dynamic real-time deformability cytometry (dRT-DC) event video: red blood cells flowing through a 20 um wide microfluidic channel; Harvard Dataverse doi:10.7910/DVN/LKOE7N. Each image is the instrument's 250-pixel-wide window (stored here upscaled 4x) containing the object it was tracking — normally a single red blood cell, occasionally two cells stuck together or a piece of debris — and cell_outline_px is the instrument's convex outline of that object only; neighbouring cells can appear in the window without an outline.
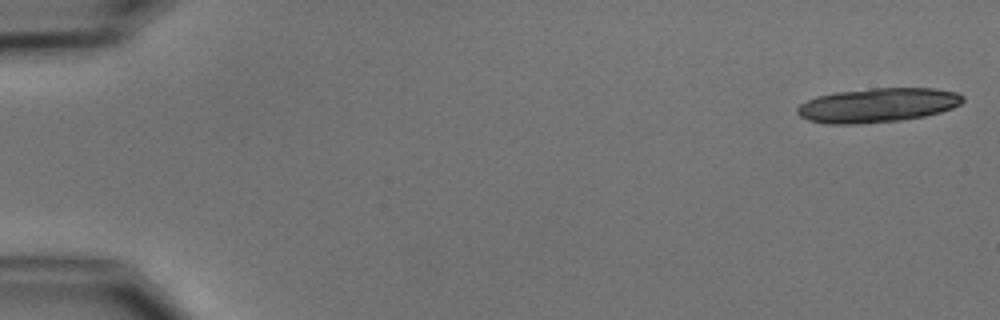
{"species": "common noctule bat (a hibernating species)", "species_latin": "Nyctalus noctula", "temperature_condition": "cold", "stored_images_in_passage": 6, "camera_frame_rate_fps": 3000, "um_per_image_px": 0.085, "animal": {"sex": "male", "body_mass_g": 15.6}, "frame": {"image": 1, "passage_image": 1, "time_ms": 0.0, "image_size_px": [1000, 320], "cell_outline_px": [[964, 100], [960, 104], [952, 108], [940, 112], [924, 116], [900, 120], [856, 124], [828, 124], [808, 120], [800, 116], [796, 112], [796, 108], [800, 104], [816, 96], [836, 92], [872, 88], [936, 88], [956, 92], [964, 96]], "centroid_in_image_um": [74.59, 8.93], "position_along_channel_um": 10.4, "area_um2": 33.12}}
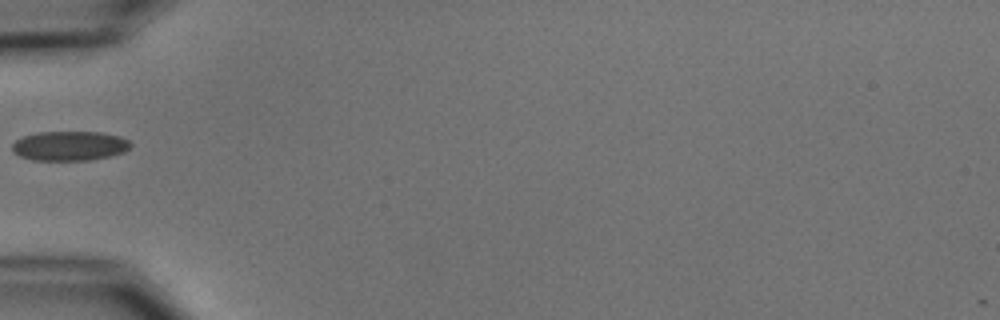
{"frame": {"image": 2, "passage_image": 6, "time_ms": 6.0, "image_size_px": [1000, 320], "cell_outline_px": [[132, 144], [124, 152], [108, 156], [88, 160], [32, 160], [20, 156], [12, 152], [12, 144], [16, 140], [24, 136], [36, 132], [100, 132], [120, 136], [128, 140]], "centroid_in_image_um": [5.89, 12.39], "position_along_channel_um": 79.1, "area_um2": 20.35}}